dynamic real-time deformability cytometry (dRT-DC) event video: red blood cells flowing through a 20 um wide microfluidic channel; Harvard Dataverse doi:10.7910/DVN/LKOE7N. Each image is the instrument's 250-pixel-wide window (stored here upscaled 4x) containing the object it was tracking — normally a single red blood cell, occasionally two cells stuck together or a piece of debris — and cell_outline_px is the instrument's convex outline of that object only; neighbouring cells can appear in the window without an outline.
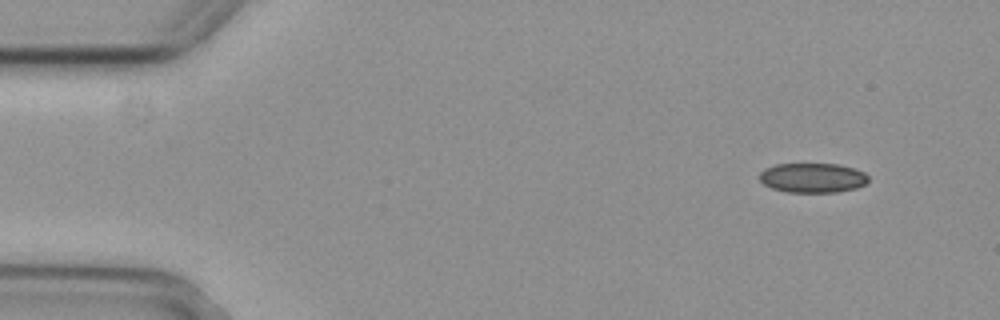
{"species": "common noctule bat (a hibernating species)", "species_latin": "Nyctalus noctula", "temperature_condition": "cold", "stored_images_in_passage": 4, "camera_frame_rate_fps": 3000, "um_per_image_px": 0.085, "animal": {"sex": "female", "body_mass_g": 29.2, "forearm_length_mm": 56.3}, "frame": {"image": 1, "passage_image": 1, "time_ms": 0.0, "image_size_px": [1000, 320], "cell_outline_px": [[868, 180], [864, 184], [856, 188], [836, 192], [788, 192], [772, 188], [764, 184], [760, 180], [760, 172], [764, 168], [776, 164], [840, 164], [856, 168], [864, 172], [868, 176]], "centroid_in_image_um": [69.08, 15.1], "position_along_channel_um": 15.9, "area_um2": 18.84}}